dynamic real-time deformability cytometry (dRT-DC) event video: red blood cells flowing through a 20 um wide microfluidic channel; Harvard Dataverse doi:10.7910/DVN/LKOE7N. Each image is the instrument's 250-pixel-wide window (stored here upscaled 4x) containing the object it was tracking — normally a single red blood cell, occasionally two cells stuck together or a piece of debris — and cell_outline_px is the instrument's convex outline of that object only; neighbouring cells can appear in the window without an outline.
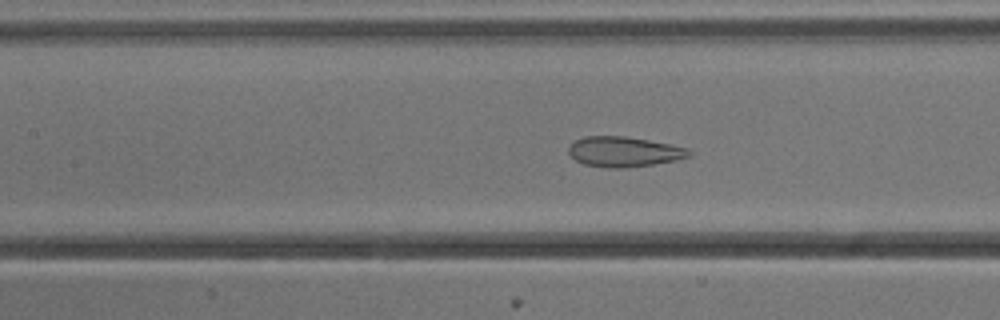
{"species": "common noctule bat (a hibernating species)", "species_latin": "Nyctalus noctula", "temperature_condition": "cold", "stored_images_in_passage": 54, "camera_frame_rate_fps": 3000, "um_per_image_px": 0.085, "animal": {"sex": "male", "body_mass_g": 13.3}, "frame": {"image": 1, "passage_image": 24, "time_ms": 7.667, "image_size_px": [1000, 320], "cell_outline_px": [[692, 156], [676, 160], [652, 164], [620, 168], [608, 168], [584, 164], [576, 160], [568, 152], [568, 148], [576, 140], [584, 136], [624, 136], [672, 144], [688, 148], [692, 152]], "centroid_in_image_um": [53.07, 12.89], "position_along_channel_um": 154.3, "area_um2": 21.1}}
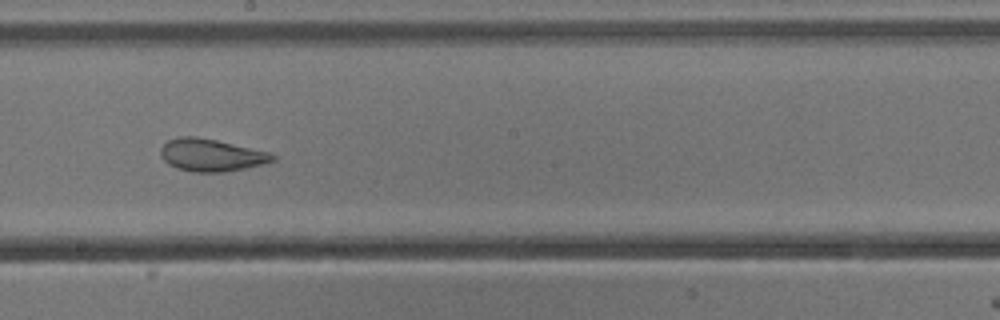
{"frame": {"image": 2, "passage_image": 30, "time_ms": 9.667, "image_size_px": [1000, 320], "cell_outline_px": [[276, 160], [264, 164], [224, 172], [192, 172], [176, 168], [168, 164], [160, 156], [160, 148], [168, 140], [180, 136], [196, 136], [216, 140], [268, 152], [276, 156]], "centroid_in_image_um": [17.92, 13.19], "position_along_channel_um": 230.3, "area_um2": 21.15}}
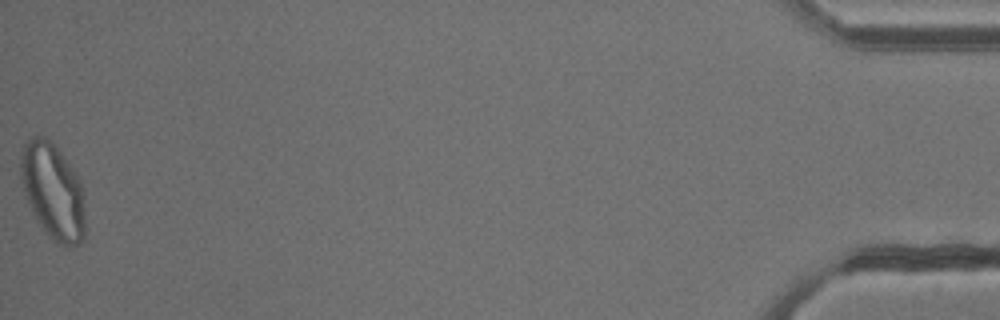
{"frame": {"image": 3, "passage_image": 54, "time_ms": 17.667, "image_size_px": [1000, 320], "cell_outline_px": [[84, 240], [80, 244], [68, 248], [56, 244], [48, 236], [36, 220], [28, 204], [24, 192], [20, 176], [20, 152], [24, 144], [32, 136], [44, 136], [60, 152], [72, 168], [80, 180], [84, 192]], "centroid_in_image_um": [4.49, 16.31], "position_along_channel_um": 430.7, "area_um2": 36.47}, "authors_computed_cell_mechanics": {"area_um2": 28.9, "velocity_mm_per_s": 3.8034, "shape_relaxation_time_tau1_ms": null, "shape_relaxation_time_tau2_ms": 1.1463, "deformation_change_tau1": null, "deformation_change_tau2": 0.0847}}